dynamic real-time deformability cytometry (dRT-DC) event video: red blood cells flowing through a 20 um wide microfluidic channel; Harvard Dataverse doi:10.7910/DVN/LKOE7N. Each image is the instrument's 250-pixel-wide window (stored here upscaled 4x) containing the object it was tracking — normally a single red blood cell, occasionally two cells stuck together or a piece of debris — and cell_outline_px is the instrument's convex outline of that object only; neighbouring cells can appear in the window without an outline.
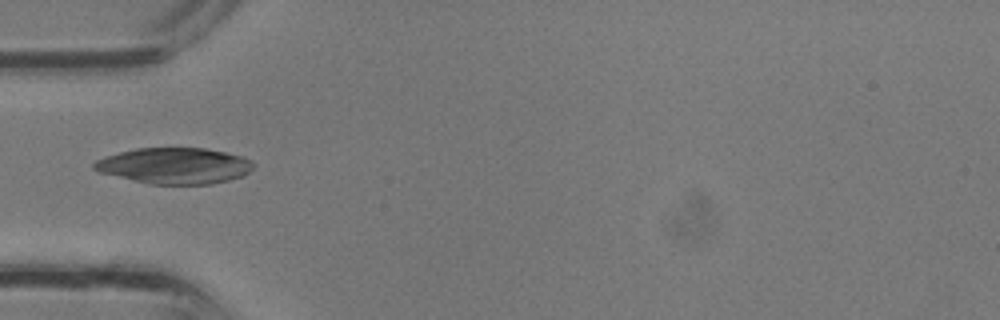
{"species": "common noctule bat (a hibernating species)", "species_latin": "Nyctalus noctula", "temperature_condition": "room temperature", "stored_images_in_passage": 33, "camera_frame_rate_fps": 3000, "um_per_image_px": 0.085, "animal": {"sex": "male", "body_mass_g": 13.3}, "frame": {"image": 1, "passage_image": 10, "time_ms": 3.0, "image_size_px": [1000, 320], "cell_outline_px": [[256, 164], [244, 176], [212, 184], [148, 184], [100, 172], [92, 168], [92, 164], [96, 160], [120, 152], [136, 148], [204, 148], [224, 152], [240, 156], [252, 160]], "centroid_in_image_um": [14.85, 14.09], "position_along_channel_um": 70.1, "area_um2": 33.35}}
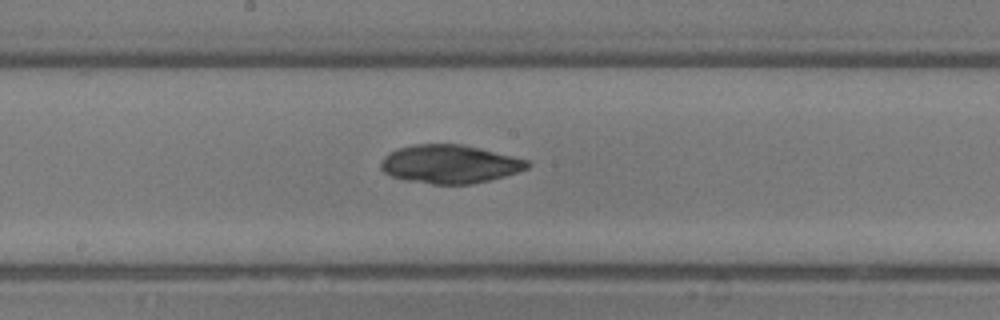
{"frame": {"image": 2, "passage_image": 17, "time_ms": 5.333, "image_size_px": [1000, 320], "cell_outline_px": [[532, 164], [528, 168], [504, 176], [472, 184], [432, 184], [404, 180], [392, 176], [384, 172], [380, 168], [380, 164], [384, 156], [400, 148], [416, 144], [460, 144], [480, 148], [528, 160]], "centroid_in_image_um": [38.23, 13.95], "position_along_channel_um": 210.0, "area_um2": 32.6}}
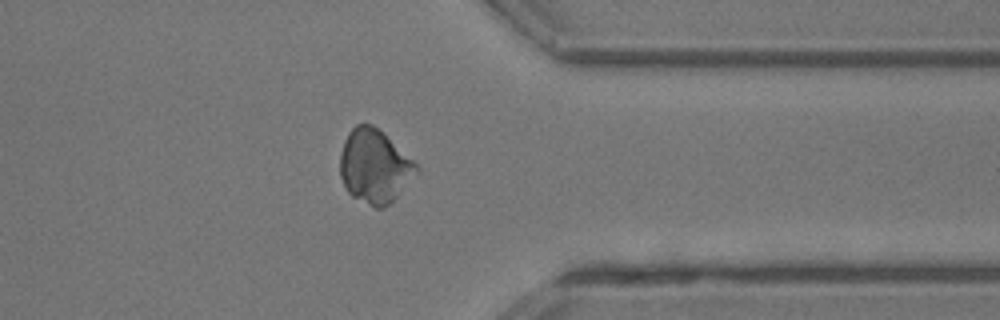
{"frame": {"image": 3, "passage_image": 26, "time_ms": 8.333, "image_size_px": [1000, 320], "cell_outline_px": [[420, 168], [396, 196], [384, 208], [376, 208], [352, 196], [348, 192], [340, 176], [340, 152], [344, 140], [348, 132], [356, 124], [372, 124], [412, 160]], "centroid_in_image_um": [31.78, 14.13], "position_along_channel_um": 379.6, "area_um2": 31.96}}